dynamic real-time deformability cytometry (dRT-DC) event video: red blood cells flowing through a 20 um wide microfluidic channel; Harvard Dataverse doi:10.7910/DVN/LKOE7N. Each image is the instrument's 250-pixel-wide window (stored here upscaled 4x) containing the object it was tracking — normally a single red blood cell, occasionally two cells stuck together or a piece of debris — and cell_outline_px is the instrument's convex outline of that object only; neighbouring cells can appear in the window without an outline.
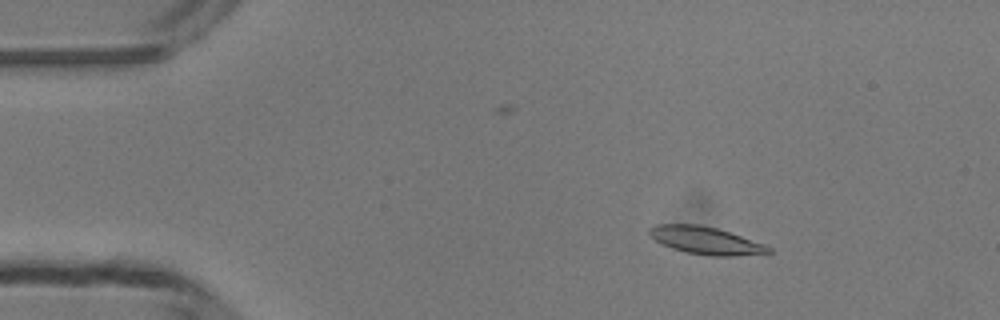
{"species": "common noctule bat (a hibernating species)", "species_latin": "Nyctalus noctula", "temperature_condition": "room temperature", "stored_images_in_passage": 49, "camera_frame_rate_fps": 3000, "um_per_image_px": 0.085, "animal": {"sex": "male", "body_mass_g": 13.3}, "frame": {"image": 1, "passage_image": 7, "time_ms": 2.0, "image_size_px": [1000, 320], "cell_outline_px": [[772, 252], [732, 256], [708, 256], [688, 252], [672, 248], [660, 244], [648, 236], [648, 228], [656, 224], [700, 224], [716, 228], [764, 244], [772, 248]], "centroid_in_image_um": [59.91, 20.43], "position_along_channel_um": 25.1, "area_um2": 19.07}}
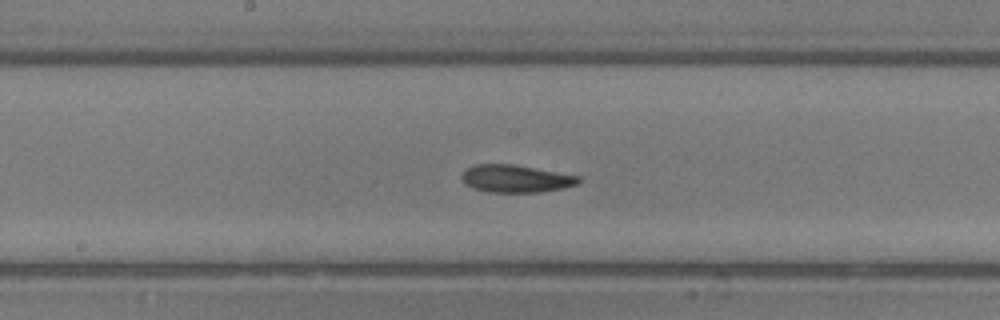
{"frame": {"image": 2, "passage_image": 25, "time_ms": 8.0, "image_size_px": [1000, 320], "cell_outline_px": [[584, 180], [580, 184], [564, 188], [540, 192], [488, 192], [472, 188], [464, 184], [460, 176], [468, 168], [476, 164], [516, 164], [580, 176]], "centroid_in_image_um": [43.89, 15.19], "position_along_channel_um": 204.3, "area_um2": 19.07}}
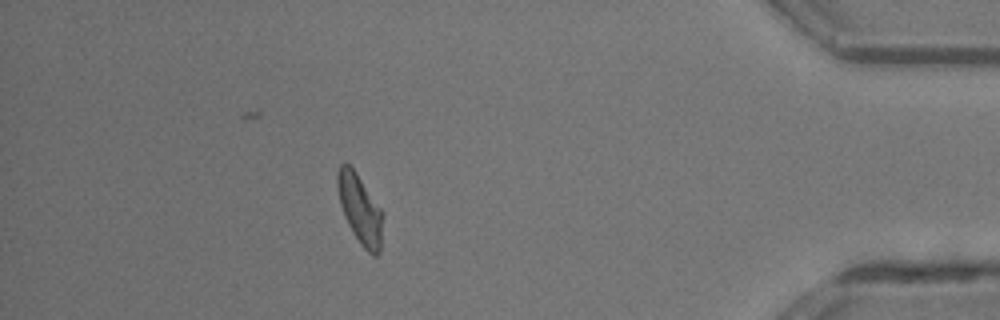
{"frame": {"image": 3, "passage_image": 43, "time_ms": 14.0, "image_size_px": [1000, 320], "cell_outline_px": [[384, 216], [380, 252], [376, 256], [372, 256], [360, 244], [352, 232], [344, 216], [340, 204], [336, 184], [336, 172], [340, 164], [344, 160], [356, 172], [384, 212]], "centroid_in_image_um": [30.6, 17.77], "position_along_channel_um": 404.6, "area_um2": 18.79}, "authors_computed_cell_mechanics": {"area_um2": 18.785, "velocity_mm_per_s": 4.1681, "shape_relaxation_time_tau1_ms": 4.1962, "shape_relaxation_time_tau2_ms": null, "deformation_change_tau1": 0.1585, "deformation_change_tau2": null}}